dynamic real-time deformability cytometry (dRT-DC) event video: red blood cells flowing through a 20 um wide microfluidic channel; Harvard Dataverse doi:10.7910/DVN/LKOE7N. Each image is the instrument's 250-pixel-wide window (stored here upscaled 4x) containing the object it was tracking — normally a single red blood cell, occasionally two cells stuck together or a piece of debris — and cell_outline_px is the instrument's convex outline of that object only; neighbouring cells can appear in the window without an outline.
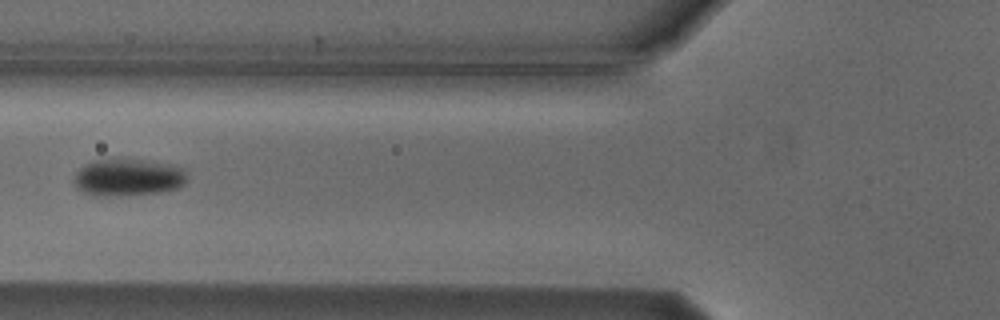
{"species": "Egyptian fruit bat (a non-hibernating species)", "species_latin": "Rousettus aegyptiacus", "temperature_condition": "cold", "stored_images_in_passage": 9, "camera_frame_rate_fps": 3000, "um_per_image_px": 0.085, "animal": {"sex": "male"}, "frame": {"image": 1, "passage_image": 6, "time_ms": 6.0, "image_size_px": [1000, 320], "cell_outline_px": [[184, 184], [176, 188], [160, 192], [116, 196], [92, 196], [80, 192], [76, 188], [72, 180], [76, 172], [84, 164], [92, 160], [116, 156], [124, 156], [168, 164], [184, 168]], "centroid_in_image_um": [10.77, 15.04], "position_along_channel_um": 115.0, "area_um2": 25.37}}
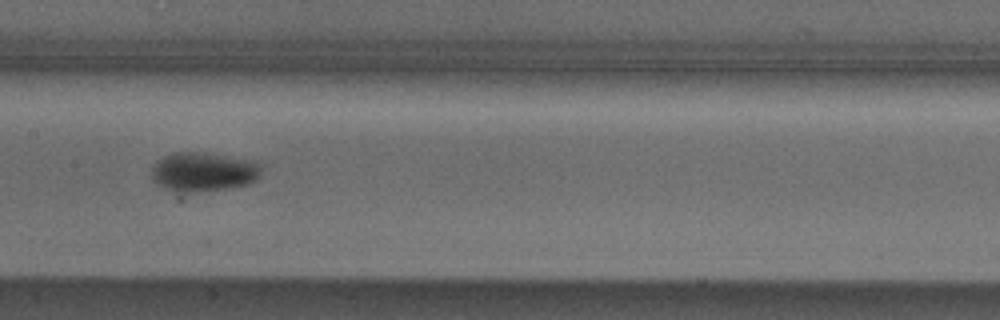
{"frame": {"image": 2, "passage_image": 8, "time_ms": 8.0, "image_size_px": [1000, 320], "cell_outline_px": [[264, 164], [260, 176], [256, 180], [248, 184], [228, 188], [196, 192], [172, 192], [156, 184], [152, 180], [152, 168], [156, 160], [172, 152], [196, 152], [256, 160]], "centroid_in_image_um": [17.3, 14.61], "position_along_channel_um": 190.1, "area_um2": 25.55}}
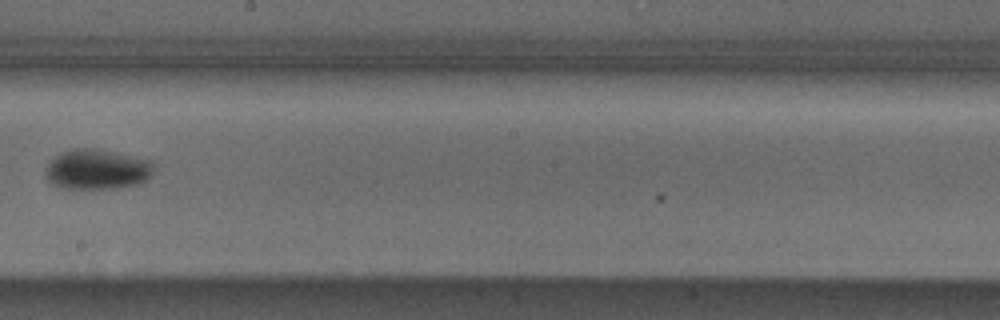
{"frame": {"image": 3, "passage_image": 9, "time_ms": 9.333, "image_size_px": [1000, 320], "cell_outline_px": [[152, 176], [136, 184], [116, 188], [60, 188], [52, 184], [48, 180], [44, 172], [48, 164], [60, 152], [72, 148], [92, 148], [116, 152], [152, 160]], "centroid_in_image_um": [8.23, 14.38], "position_along_channel_um": 240.0, "area_um2": 25.32}}